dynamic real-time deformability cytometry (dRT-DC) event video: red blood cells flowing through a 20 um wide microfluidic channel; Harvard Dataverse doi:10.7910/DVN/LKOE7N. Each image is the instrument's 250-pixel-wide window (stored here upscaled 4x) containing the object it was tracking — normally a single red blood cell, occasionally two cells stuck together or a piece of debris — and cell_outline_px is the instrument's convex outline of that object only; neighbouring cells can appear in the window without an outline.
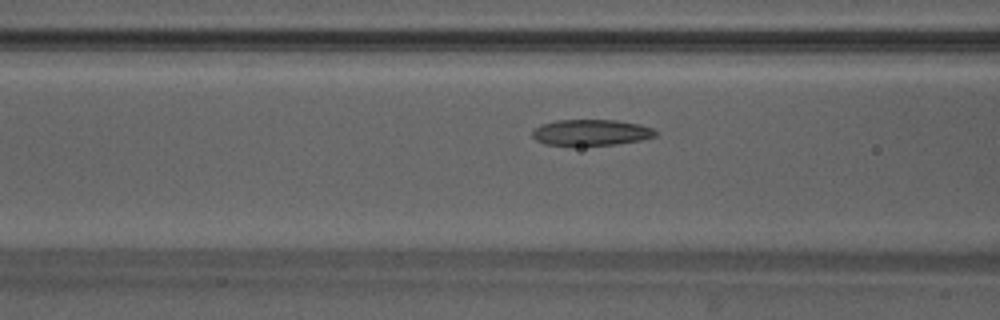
{"species": "Egyptian fruit bat (a non-hibernating species)", "species_latin": "Rousettus aegyptiacus", "temperature_condition": "warm", "stored_images_in_passage": 12, "camera_frame_rate_fps": 3000, "um_per_image_px": 0.085, "animal": {"sex": "male"}, "frame": {"image": 1, "passage_image": 10, "time_ms": 3.0, "image_size_px": [1000, 320], "cell_outline_px": [[656, 136], [640, 140], [616, 144], [544, 144], [536, 140], [532, 136], [532, 132], [540, 124], [556, 120], [616, 120], [640, 124], [652, 128], [656, 132]], "centroid_in_image_um": [50.24, 11.24], "position_along_channel_um": 116.4, "area_um2": 18.32}}